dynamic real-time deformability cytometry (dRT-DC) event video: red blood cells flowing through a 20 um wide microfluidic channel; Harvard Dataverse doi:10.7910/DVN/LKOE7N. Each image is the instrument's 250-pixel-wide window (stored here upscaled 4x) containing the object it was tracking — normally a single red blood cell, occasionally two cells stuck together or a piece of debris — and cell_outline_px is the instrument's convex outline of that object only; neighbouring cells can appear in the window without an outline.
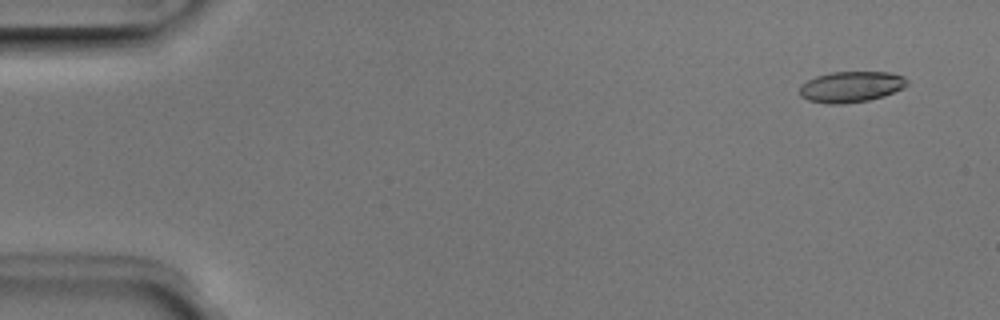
{"species": "Egyptian fruit bat (a non-hibernating species)", "species_latin": "Rousettus aegyptiacus", "temperature_condition": "room temperature", "stored_images_in_passage": 5, "camera_frame_rate_fps": 3000, "um_per_image_px": 0.085, "animal": {"sex": "male"}, "frame": {"image": 1, "passage_image": 1, "time_ms": 0.0, "image_size_px": [1000, 320], "cell_outline_px": [[908, 84], [904, 88], [884, 96], [868, 100], [844, 104], [828, 104], [808, 100], [800, 96], [800, 88], [808, 80], [816, 76], [832, 72], [888, 72], [904, 76], [908, 80]], "centroid_in_image_um": [72.37, 7.38], "position_along_channel_um": 12.6, "area_um2": 19.36}}
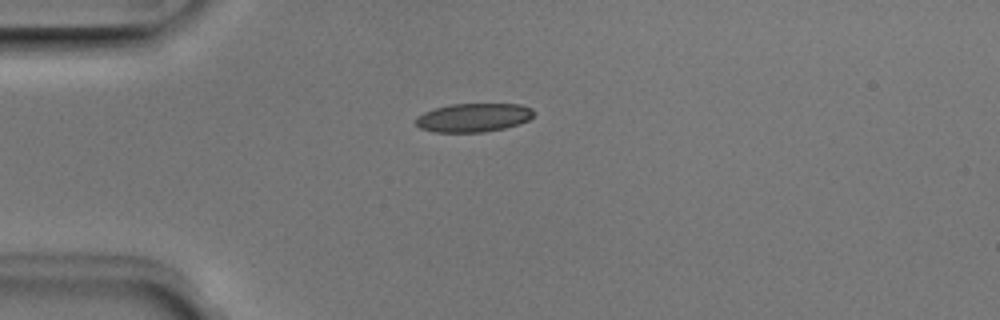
{"frame": {"image": 2, "passage_image": 4, "time_ms": 1.0, "image_size_px": [1000, 320], "cell_outline_px": [[536, 112], [528, 120], [504, 128], [484, 132], [432, 132], [420, 128], [416, 124], [416, 116], [424, 112], [436, 108], [452, 104], [520, 104], [532, 108]], "centroid_in_image_um": [40.24, 9.99], "position_along_channel_um": 44.8, "area_um2": 19.65}}
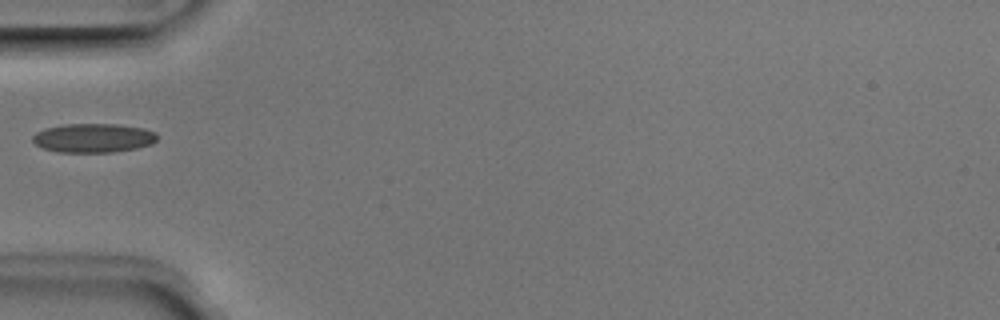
{"frame": {"image": 3, "passage_image": 5, "time_ms": 1.333, "image_size_px": [1000, 320], "cell_outline_px": [[156, 140], [152, 144], [136, 148], [112, 152], [56, 152], [44, 148], [36, 144], [32, 140], [32, 136], [36, 132], [44, 128], [64, 124], [120, 124], [144, 128], [156, 132]], "centroid_in_image_um": [7.93, 11.72], "position_along_channel_um": 77.1, "area_um2": 21.15}}